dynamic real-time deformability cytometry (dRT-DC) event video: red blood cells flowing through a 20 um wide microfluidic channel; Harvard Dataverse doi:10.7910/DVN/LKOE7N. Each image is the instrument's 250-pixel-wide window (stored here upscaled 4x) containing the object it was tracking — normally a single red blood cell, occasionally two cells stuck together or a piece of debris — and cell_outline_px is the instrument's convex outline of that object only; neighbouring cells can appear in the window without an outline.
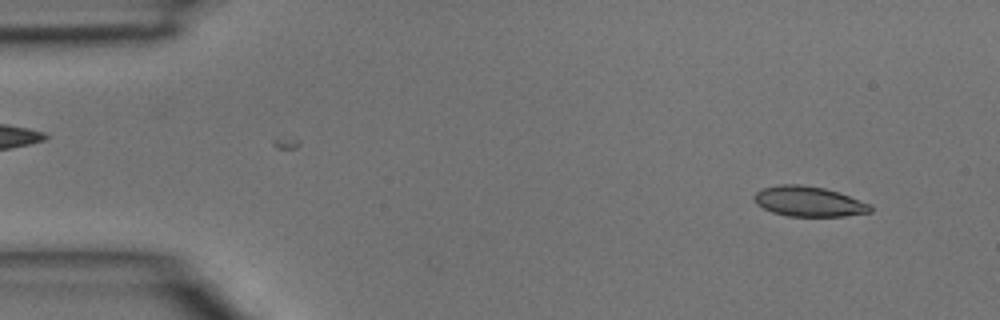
{"species": "common noctule bat (a hibernating species)", "species_latin": "Nyctalus noctula", "temperature_condition": "room temperature", "stored_images_in_passage": 43, "camera_frame_rate_fps": 3000, "um_per_image_px": 0.085, "animal": {"sex": "male", "body_mass_g": 15.6}, "frame": {"image": 1, "passage_image": 3, "time_ms": 0.667, "image_size_px": [1000, 320], "cell_outline_px": [[872, 212], [844, 216], [788, 216], [772, 212], [756, 204], [752, 196], [756, 192], [764, 188], [780, 184], [800, 184], [824, 188], [872, 204]], "centroid_in_image_um": [68.73, 17.13], "position_along_channel_um": 16.3, "area_um2": 20.35}}
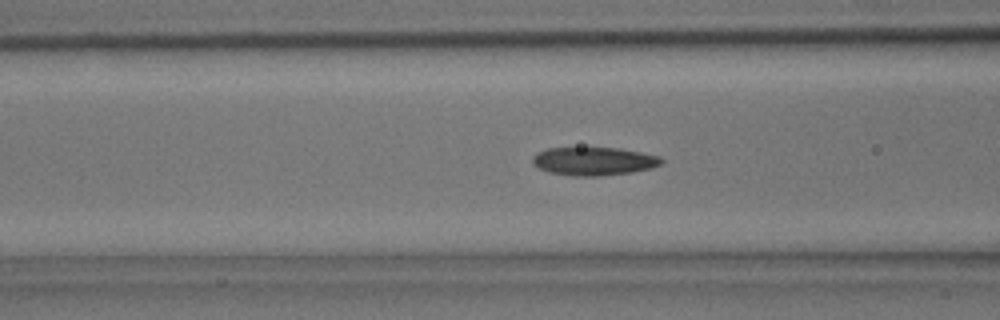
{"frame": {"image": 2, "passage_image": 16, "time_ms": 5.0, "image_size_px": [1000, 320], "cell_outline_px": [[664, 160], [660, 164], [652, 168], [632, 172], [600, 176], [572, 176], [548, 172], [532, 164], [532, 156], [536, 152], [548, 148], [620, 148], [660, 156]], "centroid_in_image_um": [50.46, 13.7], "position_along_channel_um": 116.1, "area_um2": 21.33}}
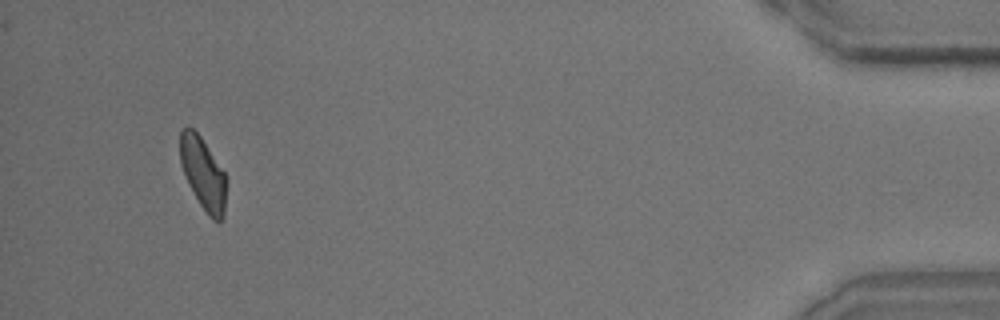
{"frame": {"image": 3, "passage_image": 41, "time_ms": 13.333, "image_size_px": [1000, 320], "cell_outline_px": [[228, 180], [224, 216], [220, 220], [212, 220], [208, 216], [200, 204], [188, 184], [180, 164], [180, 132], [184, 128], [192, 128], [200, 136], [224, 172]], "centroid_in_image_um": [17.28, 14.79], "position_along_channel_um": 417.9, "area_um2": 19.48}}